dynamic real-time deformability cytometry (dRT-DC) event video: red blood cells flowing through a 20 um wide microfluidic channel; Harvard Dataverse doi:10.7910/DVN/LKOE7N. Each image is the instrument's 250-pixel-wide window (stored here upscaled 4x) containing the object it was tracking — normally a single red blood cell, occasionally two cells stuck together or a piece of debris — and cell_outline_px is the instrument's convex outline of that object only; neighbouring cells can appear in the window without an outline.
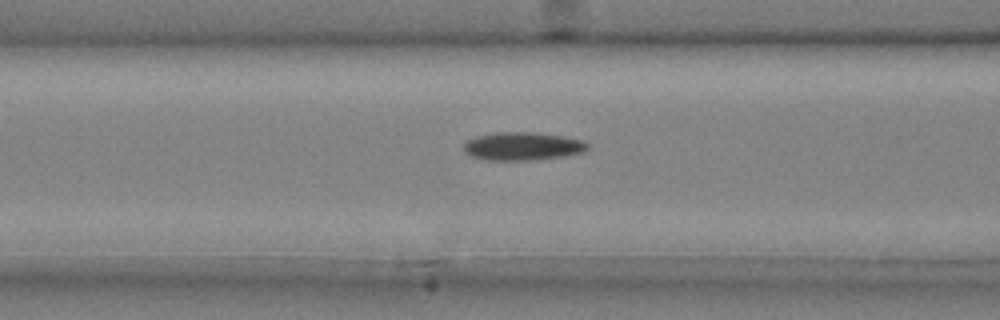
{"species": "common noctule bat (a hibernating species)", "species_latin": "Nyctalus noctula", "temperature_condition": "cold", "stored_images_in_passage": 45, "camera_frame_rate_fps": 3000, "um_per_image_px": 0.085, "animal": {"sex": "male", "body_mass_g": 20.4}, "frame": {"image": 1, "passage_image": 19, "time_ms": 6.0, "image_size_px": [1000, 320], "cell_outline_px": [[588, 148], [584, 152], [564, 156], [532, 160], [488, 160], [472, 156], [464, 152], [464, 144], [468, 140], [476, 136], [496, 132], [532, 132], [564, 136], [584, 140], [588, 144]], "centroid_in_image_um": [44.44, 12.42], "position_along_channel_um": 122.2, "area_um2": 20.35}}
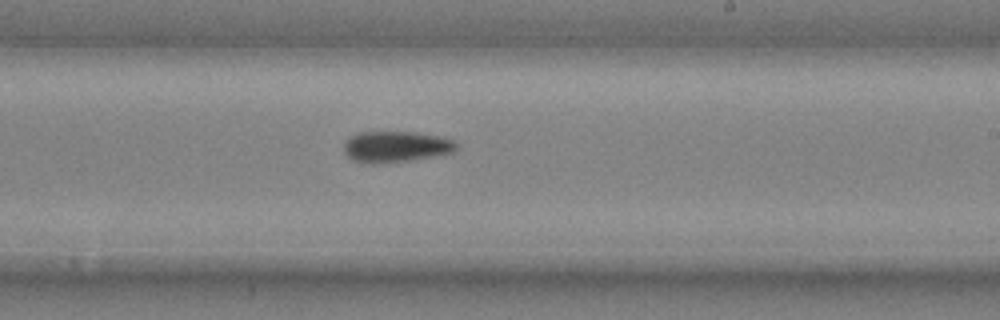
{"frame": {"image": 2, "passage_image": 29, "time_ms": 9.333, "image_size_px": [1000, 320], "cell_outline_px": [[456, 148], [452, 152], [440, 156], [412, 160], [372, 164], [368, 164], [352, 160], [344, 152], [344, 144], [348, 136], [356, 132], [416, 132], [436, 136], [452, 140], [456, 144]], "centroid_in_image_um": [33.6, 12.48], "position_along_channel_um": 255.4, "area_um2": 20.52}}
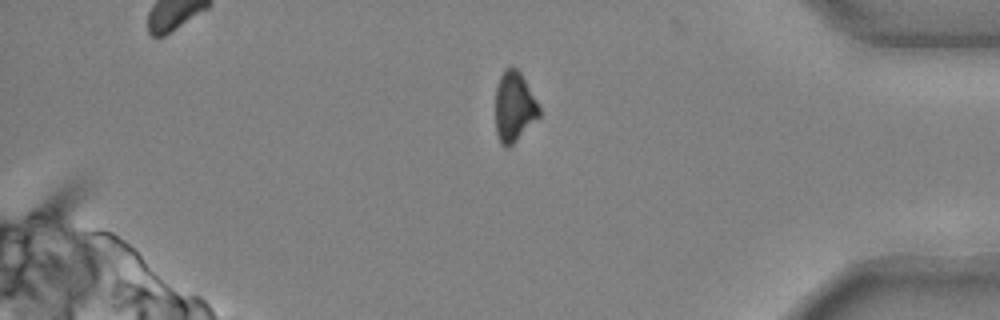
{"frame": {"image": 3, "passage_image": 41, "time_ms": 13.333, "image_size_px": [1000, 320], "cell_outline_px": [[540, 116], [508, 148], [504, 148], [500, 144], [496, 132], [496, 88], [500, 76], [512, 64], [520, 72], [536, 100], [540, 108]], "centroid_in_image_um": [43.69, 9.09], "position_along_channel_um": 391.5, "area_um2": 17.69}}